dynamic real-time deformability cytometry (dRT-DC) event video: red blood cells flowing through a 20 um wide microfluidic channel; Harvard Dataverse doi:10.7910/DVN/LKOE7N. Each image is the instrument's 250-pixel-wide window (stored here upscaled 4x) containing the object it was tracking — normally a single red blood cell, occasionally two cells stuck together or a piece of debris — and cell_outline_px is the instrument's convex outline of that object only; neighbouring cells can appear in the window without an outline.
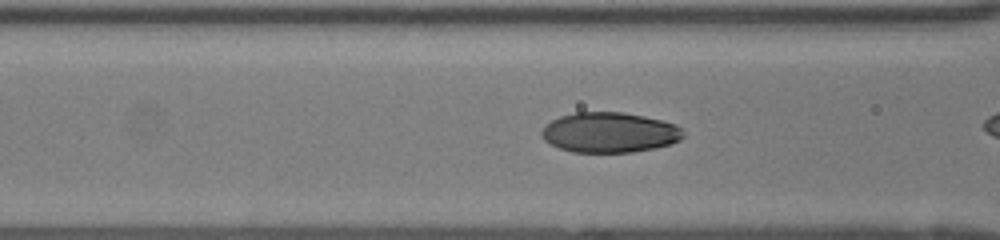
{"species": "human", "species_latin": "Homo sapiens", "temperature_condition": "room temperature", "stored_images_in_passage": 34, "camera_frame_rate_fps": 3000, "um_per_image_px": 0.085, "donor": {"sex": "female"}, "frame": {"image": 1, "passage_image": 14, "time_ms": 4.333, "image_size_px": [1000, 240], "cell_outline_px": [[684, 136], [680, 140], [672, 144], [632, 152], [572, 152], [560, 148], [544, 140], [540, 136], [540, 132], [544, 124], [560, 116], [576, 112], [624, 112], [644, 116], [676, 124], [684, 132]], "centroid_in_image_um": [51.79, 11.25], "position_along_channel_um": 114.8, "area_um2": 33.29}}
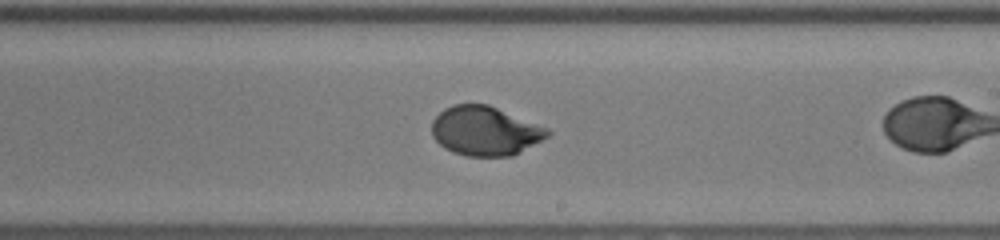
{"frame": {"image": 2, "passage_image": 24, "time_ms": 7.667, "image_size_px": [1000, 240], "cell_outline_px": [[552, 132], [548, 136], [520, 152], [512, 156], [468, 156], [452, 152], [444, 148], [432, 136], [432, 120], [444, 108], [452, 104], [488, 104], [548, 128]], "centroid_in_image_um": [41.21, 11.12], "position_along_channel_um": 247.8, "area_um2": 33.18}}
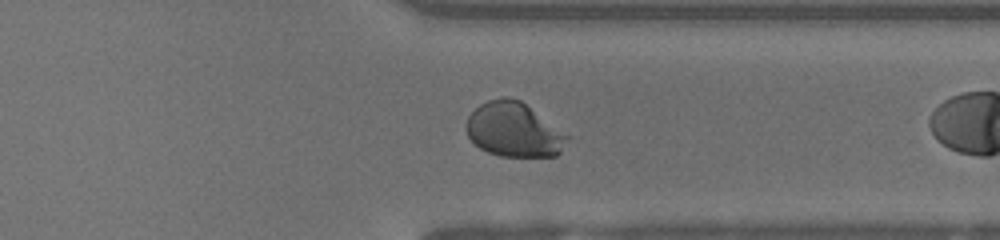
{"frame": {"image": 3, "passage_image": 33, "time_ms": 10.667, "image_size_px": [1000, 240], "cell_outline_px": [[568, 136], [560, 152], [556, 156], [500, 156], [488, 152], [480, 148], [468, 136], [464, 128], [468, 116], [480, 104], [488, 100], [504, 96], [508, 96], [520, 100]], "centroid_in_image_um": [43.61, 11.02], "position_along_channel_um": 367.8, "area_um2": 31.56}}